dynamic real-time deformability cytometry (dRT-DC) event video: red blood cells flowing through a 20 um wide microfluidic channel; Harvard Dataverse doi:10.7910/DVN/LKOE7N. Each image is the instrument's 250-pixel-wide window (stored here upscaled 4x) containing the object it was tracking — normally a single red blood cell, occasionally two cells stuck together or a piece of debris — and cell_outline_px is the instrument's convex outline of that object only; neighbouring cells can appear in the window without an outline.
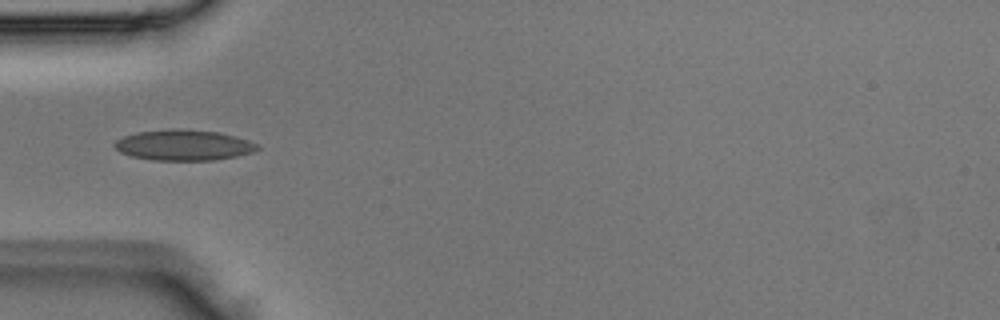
{"species": "Egyptian fruit bat (a non-hibernating species)", "species_latin": "Rousettus aegyptiacus", "temperature_condition": "room temperature", "stored_images_in_passage": 2, "camera_frame_rate_fps": 3000, "um_per_image_px": 0.085, "animal": {"sex": "male"}, "frame": {"image": 1, "passage_image": 1, "time_ms": 0.0, "image_size_px": [1000, 320], "cell_outline_px": [[260, 148], [252, 152], [236, 156], [216, 160], [156, 160], [132, 156], [120, 152], [112, 144], [116, 140], [124, 136], [136, 132], [172, 128], [176, 128], [220, 132], [236, 136], [248, 140], [256, 144]], "centroid_in_image_um": [15.6, 12.32], "position_along_channel_um": 69.4, "area_um2": 25.55}}